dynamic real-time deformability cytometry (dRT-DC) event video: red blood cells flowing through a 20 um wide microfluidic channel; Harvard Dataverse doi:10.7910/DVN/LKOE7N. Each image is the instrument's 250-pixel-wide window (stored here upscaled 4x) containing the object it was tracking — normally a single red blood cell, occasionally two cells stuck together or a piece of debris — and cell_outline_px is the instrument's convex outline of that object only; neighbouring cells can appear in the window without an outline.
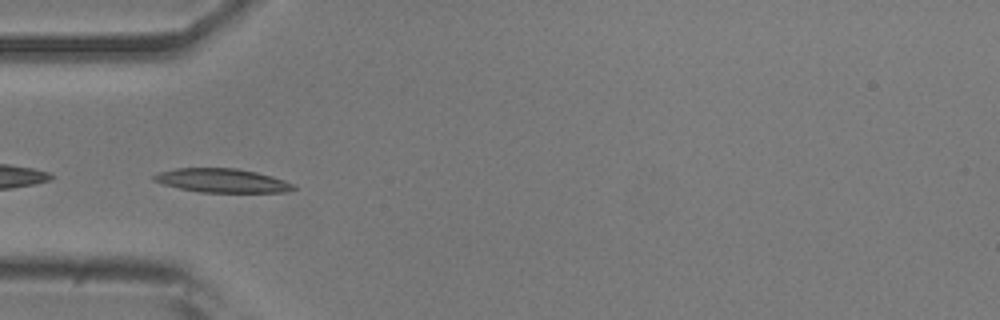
{"species": "common noctule bat (a hibernating species)", "species_latin": "Nyctalus noctula", "temperature_condition": "room temperature", "stored_images_in_passage": 46, "camera_frame_rate_fps": 3000, "um_per_image_px": 0.085, "animal": {"sex": "male", "body_mass_g": 20.5, "forearm_length_mm": 52.5}, "frame": {"image": 1, "passage_image": 17, "time_ms": 5.333, "image_size_px": [1000, 320], "cell_outline_px": [[296, 188], [288, 192], [200, 192], [180, 188], [164, 184], [152, 180], [152, 176], [160, 172], [176, 168], [236, 168], [256, 172], [272, 176], [296, 184]], "centroid_in_image_um": [18.91, 15.35], "position_along_channel_um": 66.1, "area_um2": 19.36}}
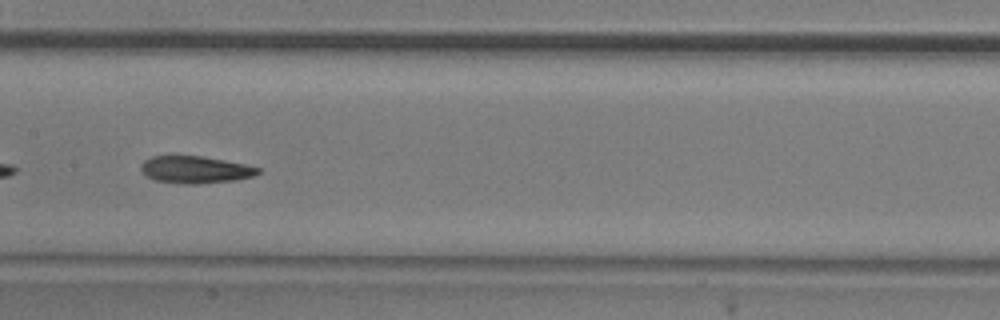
{"frame": {"image": 2, "passage_image": 27, "time_ms": 8.667, "image_size_px": [1000, 320], "cell_outline_px": [[260, 172], [252, 176], [236, 180], [196, 184], [184, 184], [156, 180], [148, 176], [140, 168], [140, 164], [144, 160], [152, 156], [204, 156], [244, 164], [260, 168]], "centroid_in_image_um": [16.6, 14.42], "position_along_channel_um": 190.8, "area_um2": 18.38}}
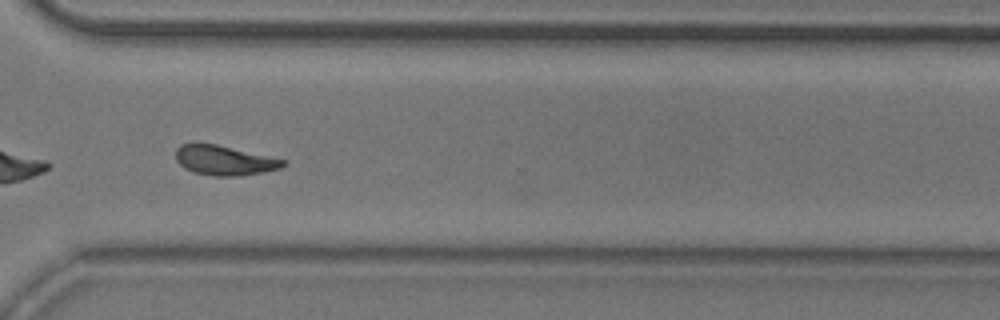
{"frame": {"image": 3, "passage_image": 40, "time_ms": 13.0, "image_size_px": [1000, 320], "cell_outline_px": [[288, 164], [280, 168], [264, 172], [240, 176], [212, 176], [192, 172], [184, 168], [176, 160], [176, 148], [180, 144], [216, 144], [288, 160]], "centroid_in_image_um": [19.11, 13.64], "position_along_channel_um": 351.5, "area_um2": 18.73}, "authors_computed_cell_mechanics": {"area_um2": 18.8139, "velocity_mm_per_s": 3.7226, "shape_relaxation_time_tau1_ms": 4.9685, "shape_relaxation_time_tau2_ms": 2.9502, "deformation_change_tau1": 0.1457, "deformation_change_tau2": 0.1019}}